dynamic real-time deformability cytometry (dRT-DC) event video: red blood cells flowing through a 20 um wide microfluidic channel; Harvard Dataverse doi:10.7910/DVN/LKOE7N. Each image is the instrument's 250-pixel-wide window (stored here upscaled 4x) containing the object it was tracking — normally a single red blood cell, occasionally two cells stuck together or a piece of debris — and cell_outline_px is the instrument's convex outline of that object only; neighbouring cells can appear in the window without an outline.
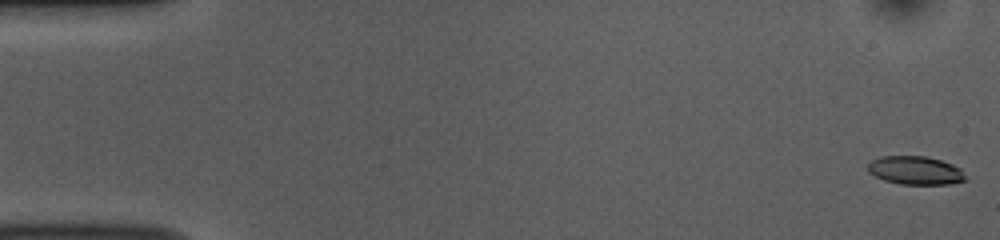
{"species": "common noctule bat (a hibernating species)", "species_latin": "Nyctalus noctula", "temperature_condition": "room temperature", "stored_images_in_passage": 53, "camera_frame_rate_fps": 3000, "um_per_image_px": 0.085, "animal": {"sex": "female", "body_mass_g": 10.0, "forearm_length_mm": 53.1}, "frame": {"image": 1, "passage_image": 1, "time_ms": 0.0, "image_size_px": [1000, 240], "cell_outline_px": [[968, 180], [948, 184], [900, 184], [884, 180], [868, 172], [868, 164], [872, 160], [880, 156], [924, 156], [940, 160], [952, 164], [960, 168]], "centroid_in_image_um": [77.81, 14.48], "position_along_channel_um": 7.2, "area_um2": 16.13}}
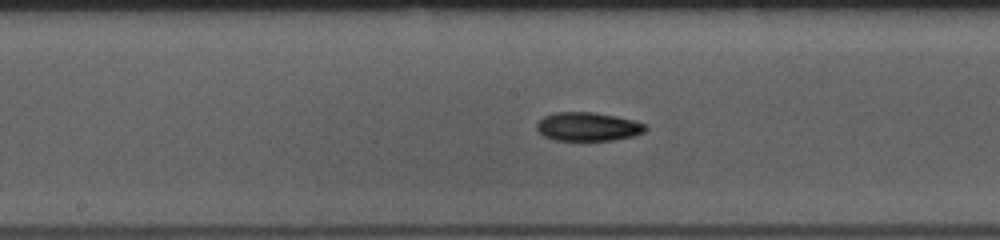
{"frame": {"image": 2, "passage_image": 27, "time_ms": 8.667, "image_size_px": [1000, 240], "cell_outline_px": [[648, 128], [644, 132], [632, 136], [612, 140], [556, 140], [544, 136], [536, 128], [536, 124], [544, 116], [552, 112], [592, 112], [616, 116], [648, 124]], "centroid_in_image_um": [49.98, 10.76], "position_along_channel_um": 198.2, "area_um2": 18.15}}
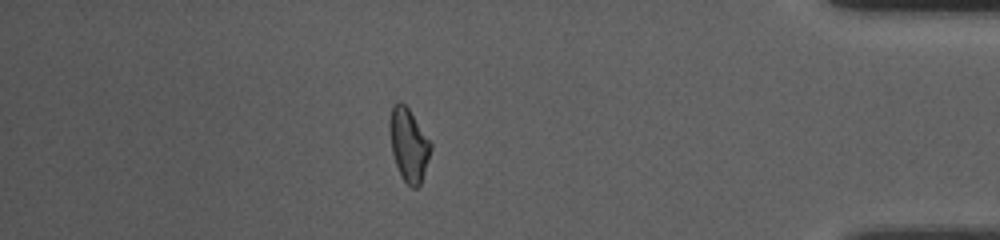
{"frame": {"image": 3, "passage_image": 46, "time_ms": 15.0, "image_size_px": [1000, 240], "cell_outline_px": [[432, 148], [420, 184], [416, 188], [412, 188], [400, 176], [392, 152], [388, 128], [388, 120], [392, 104], [396, 100], [400, 100], [408, 108], [432, 144]], "centroid_in_image_um": [34.7, 12.26], "position_along_channel_um": 400.5, "area_um2": 17.57}, "authors_computed_cell_mechanics": {"area_um2": 17.629, "velocity_mm_per_s": 3.8038, "shape_relaxation_time_tau1_ms": 6.0201, "shape_relaxation_time_tau2_ms": 7.6182, "deformation_change_tau1": 0.1782, "deformation_change_tau2": 0.1491}}